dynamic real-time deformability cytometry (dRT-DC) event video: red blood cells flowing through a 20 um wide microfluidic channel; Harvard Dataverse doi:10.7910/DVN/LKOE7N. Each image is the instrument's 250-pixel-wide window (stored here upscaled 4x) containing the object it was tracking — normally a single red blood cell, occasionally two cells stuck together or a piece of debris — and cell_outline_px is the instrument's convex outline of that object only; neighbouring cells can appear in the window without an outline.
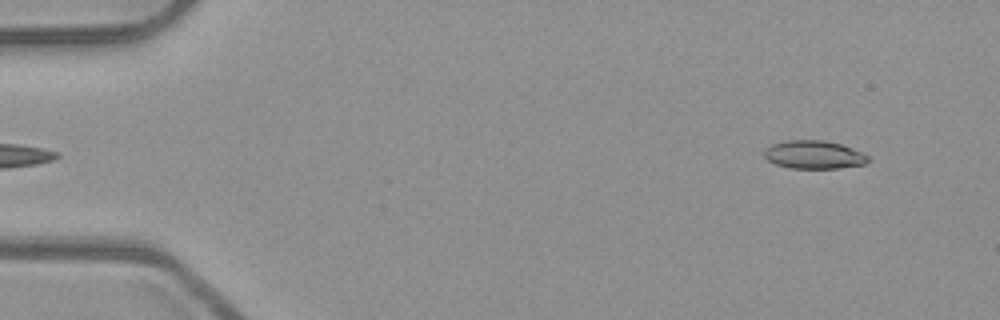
{"species": "common noctule bat (a hibernating species)", "species_latin": "Nyctalus noctula", "temperature_condition": "room temperature", "stored_images_in_passage": 52, "camera_frame_rate_fps": 3000, "um_per_image_px": 0.085, "animal": {"sex": "male", "body_mass_g": 23.1, "forearm_length_mm": 52.7}, "frame": {"image": 1, "passage_image": 4, "time_ms": 1.0, "image_size_px": [1000, 320], "cell_outline_px": [[868, 160], [864, 164], [840, 168], [788, 168], [776, 164], [768, 160], [764, 156], [764, 152], [772, 144], [788, 140], [824, 140], [840, 144], [860, 152], [868, 156]], "centroid_in_image_um": [69.16, 13.15], "position_along_channel_um": 15.8, "area_um2": 16.82}}
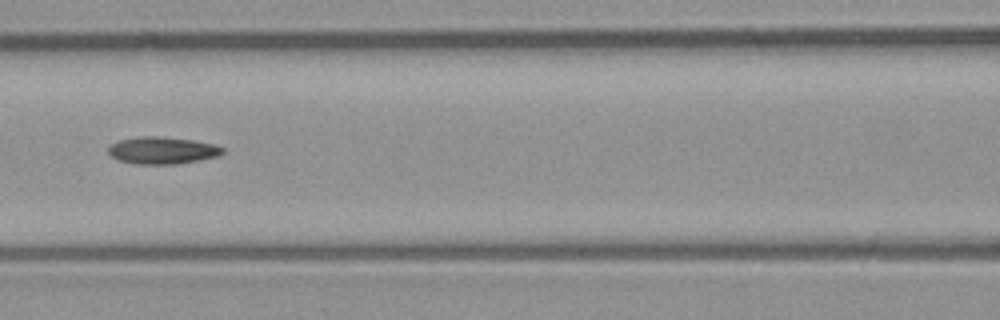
{"frame": {"image": 2, "passage_image": 23, "time_ms": 7.333, "image_size_px": [1000, 320], "cell_outline_px": [[224, 152], [216, 156], [200, 160], [176, 164], [136, 164], [120, 160], [112, 156], [108, 152], [108, 144], [120, 140], [144, 136], [156, 136], [192, 140], [212, 144], [224, 148]], "centroid_in_image_um": [13.77, 12.79], "position_along_channel_um": 152.8, "area_um2": 17.86}}
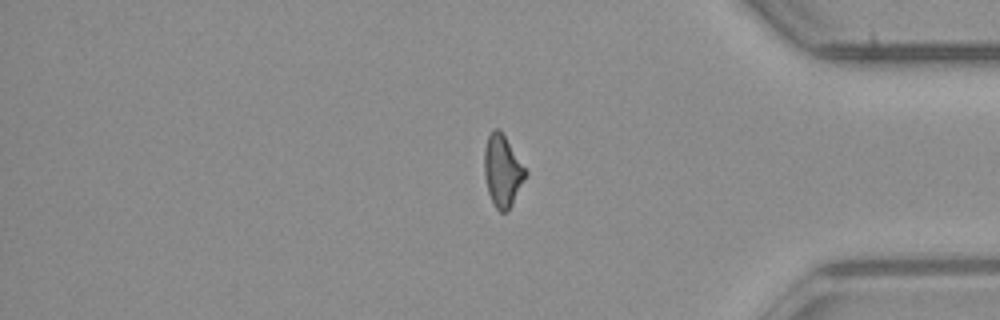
{"frame": {"image": 3, "passage_image": 43, "time_ms": 14.0, "image_size_px": [1000, 320], "cell_outline_px": [[528, 172], [512, 204], [504, 212], [500, 212], [496, 208], [488, 192], [484, 176], [484, 148], [488, 136], [492, 128], [500, 128]], "centroid_in_image_um": [42.69, 14.47], "position_along_channel_um": 392.5, "area_um2": 17.17}, "authors_computed_cell_mechanics": {"area_um2": 17.2244, "velocity_mm_per_s": 3.961, "shape_relaxation_time_tau1_ms": null, "shape_relaxation_time_tau2_ms": 3.9383, "deformation_change_tau1": null, "deformation_change_tau2": 0.1199}}